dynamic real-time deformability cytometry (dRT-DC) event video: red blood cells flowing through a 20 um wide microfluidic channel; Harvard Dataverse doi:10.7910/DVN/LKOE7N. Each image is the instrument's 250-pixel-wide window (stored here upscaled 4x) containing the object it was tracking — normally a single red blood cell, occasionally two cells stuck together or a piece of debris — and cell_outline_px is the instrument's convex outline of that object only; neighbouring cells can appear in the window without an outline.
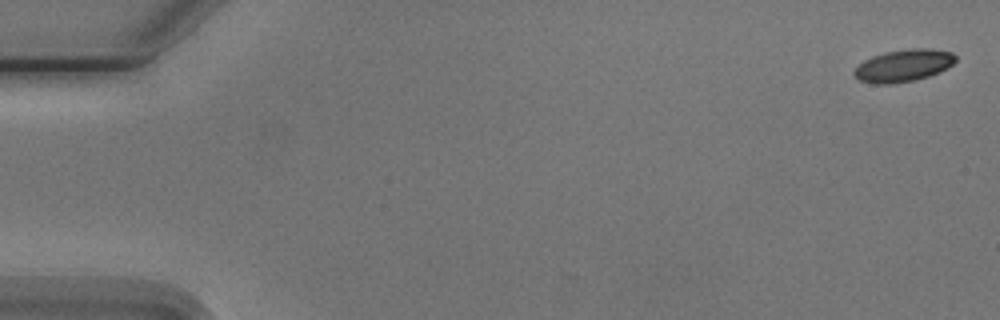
{"species": "Egyptian fruit bat (a non-hibernating species)", "species_latin": "Rousettus aegyptiacus", "temperature_condition": "cold", "stored_images_in_passage": 3, "camera_frame_rate_fps": 3000, "um_per_image_px": 0.085, "animal": {"sex": "male"}, "frame": {"image": 1, "passage_image": 1, "time_ms": 0.0, "image_size_px": [1000, 320], "cell_outline_px": [[956, 60], [948, 68], [940, 72], [928, 76], [912, 80], [892, 84], [872, 84], [860, 80], [852, 76], [852, 72], [864, 60], [872, 56], [884, 52], [912, 48], [928, 48], [952, 52], [956, 56]], "centroid_in_image_um": [76.78, 5.57], "position_along_channel_um": 8.2, "area_um2": 19.13}}